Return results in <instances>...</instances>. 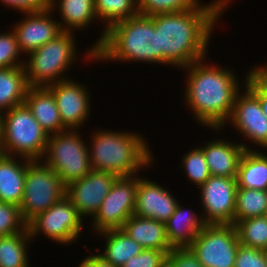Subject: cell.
<instances>
[{
    "mask_svg": "<svg viewBox=\"0 0 267 267\" xmlns=\"http://www.w3.org/2000/svg\"><path fill=\"white\" fill-rule=\"evenodd\" d=\"M230 0L200 2L195 8L154 15L161 64L184 68L207 58V47L214 26Z\"/></svg>",
    "mask_w": 267,
    "mask_h": 267,
    "instance_id": "cell-1",
    "label": "cell"
},
{
    "mask_svg": "<svg viewBox=\"0 0 267 267\" xmlns=\"http://www.w3.org/2000/svg\"><path fill=\"white\" fill-rule=\"evenodd\" d=\"M204 60L182 68L189 74L184 101L198 123L219 132L231 116L241 85L231 69L206 64Z\"/></svg>",
    "mask_w": 267,
    "mask_h": 267,
    "instance_id": "cell-2",
    "label": "cell"
},
{
    "mask_svg": "<svg viewBox=\"0 0 267 267\" xmlns=\"http://www.w3.org/2000/svg\"><path fill=\"white\" fill-rule=\"evenodd\" d=\"M115 131L99 129L92 133L88 153L93 170L127 177L153 163V153L142 134Z\"/></svg>",
    "mask_w": 267,
    "mask_h": 267,
    "instance_id": "cell-3",
    "label": "cell"
},
{
    "mask_svg": "<svg viewBox=\"0 0 267 267\" xmlns=\"http://www.w3.org/2000/svg\"><path fill=\"white\" fill-rule=\"evenodd\" d=\"M95 59L161 64L154 15L138 14L112 25L95 49Z\"/></svg>",
    "mask_w": 267,
    "mask_h": 267,
    "instance_id": "cell-4",
    "label": "cell"
},
{
    "mask_svg": "<svg viewBox=\"0 0 267 267\" xmlns=\"http://www.w3.org/2000/svg\"><path fill=\"white\" fill-rule=\"evenodd\" d=\"M73 33L75 34L63 31L39 49L27 54L29 59L24 60L23 67L30 87H48L68 79L64 75L79 56Z\"/></svg>",
    "mask_w": 267,
    "mask_h": 267,
    "instance_id": "cell-5",
    "label": "cell"
},
{
    "mask_svg": "<svg viewBox=\"0 0 267 267\" xmlns=\"http://www.w3.org/2000/svg\"><path fill=\"white\" fill-rule=\"evenodd\" d=\"M49 135L25 103L4 112L1 148L4 155L42 160Z\"/></svg>",
    "mask_w": 267,
    "mask_h": 267,
    "instance_id": "cell-6",
    "label": "cell"
},
{
    "mask_svg": "<svg viewBox=\"0 0 267 267\" xmlns=\"http://www.w3.org/2000/svg\"><path fill=\"white\" fill-rule=\"evenodd\" d=\"M78 131L69 129L49 135L42 158V161L60 176L65 186L84 178L92 170L88 145Z\"/></svg>",
    "mask_w": 267,
    "mask_h": 267,
    "instance_id": "cell-7",
    "label": "cell"
},
{
    "mask_svg": "<svg viewBox=\"0 0 267 267\" xmlns=\"http://www.w3.org/2000/svg\"><path fill=\"white\" fill-rule=\"evenodd\" d=\"M24 195L19 206L22 219L28 223L65 196L66 186L60 176L42 160L29 161Z\"/></svg>",
    "mask_w": 267,
    "mask_h": 267,
    "instance_id": "cell-8",
    "label": "cell"
},
{
    "mask_svg": "<svg viewBox=\"0 0 267 267\" xmlns=\"http://www.w3.org/2000/svg\"><path fill=\"white\" fill-rule=\"evenodd\" d=\"M239 245L234 224H206L189 248L204 267H234Z\"/></svg>",
    "mask_w": 267,
    "mask_h": 267,
    "instance_id": "cell-9",
    "label": "cell"
},
{
    "mask_svg": "<svg viewBox=\"0 0 267 267\" xmlns=\"http://www.w3.org/2000/svg\"><path fill=\"white\" fill-rule=\"evenodd\" d=\"M83 218L76 207L64 196L45 212L39 213L27 223L31 239L39 233L64 245H70L78 240L83 230ZM80 234V235H79Z\"/></svg>",
    "mask_w": 267,
    "mask_h": 267,
    "instance_id": "cell-10",
    "label": "cell"
},
{
    "mask_svg": "<svg viewBox=\"0 0 267 267\" xmlns=\"http://www.w3.org/2000/svg\"><path fill=\"white\" fill-rule=\"evenodd\" d=\"M138 175L117 177L99 210L92 218L95 233L122 228L134 214Z\"/></svg>",
    "mask_w": 267,
    "mask_h": 267,
    "instance_id": "cell-11",
    "label": "cell"
},
{
    "mask_svg": "<svg viewBox=\"0 0 267 267\" xmlns=\"http://www.w3.org/2000/svg\"><path fill=\"white\" fill-rule=\"evenodd\" d=\"M237 189L236 178L212 175L199 187L206 224H234Z\"/></svg>",
    "mask_w": 267,
    "mask_h": 267,
    "instance_id": "cell-12",
    "label": "cell"
},
{
    "mask_svg": "<svg viewBox=\"0 0 267 267\" xmlns=\"http://www.w3.org/2000/svg\"><path fill=\"white\" fill-rule=\"evenodd\" d=\"M116 178L112 173L92 169L84 178L68 184L65 196L82 218H93Z\"/></svg>",
    "mask_w": 267,
    "mask_h": 267,
    "instance_id": "cell-13",
    "label": "cell"
},
{
    "mask_svg": "<svg viewBox=\"0 0 267 267\" xmlns=\"http://www.w3.org/2000/svg\"><path fill=\"white\" fill-rule=\"evenodd\" d=\"M70 78L47 88L53 93L63 125L69 130H78L90 116L89 88Z\"/></svg>",
    "mask_w": 267,
    "mask_h": 267,
    "instance_id": "cell-14",
    "label": "cell"
},
{
    "mask_svg": "<svg viewBox=\"0 0 267 267\" xmlns=\"http://www.w3.org/2000/svg\"><path fill=\"white\" fill-rule=\"evenodd\" d=\"M235 99L233 110L227 124H233L236 131L267 150V117L261 109L259 99L246 87Z\"/></svg>",
    "mask_w": 267,
    "mask_h": 267,
    "instance_id": "cell-15",
    "label": "cell"
},
{
    "mask_svg": "<svg viewBox=\"0 0 267 267\" xmlns=\"http://www.w3.org/2000/svg\"><path fill=\"white\" fill-rule=\"evenodd\" d=\"M50 13H54L51 8L24 13L25 18L12 27L23 55L39 49L63 32L59 21L54 20Z\"/></svg>",
    "mask_w": 267,
    "mask_h": 267,
    "instance_id": "cell-16",
    "label": "cell"
},
{
    "mask_svg": "<svg viewBox=\"0 0 267 267\" xmlns=\"http://www.w3.org/2000/svg\"><path fill=\"white\" fill-rule=\"evenodd\" d=\"M178 200L158 182L140 178L136 191L134 214L143 218L166 222L175 212Z\"/></svg>",
    "mask_w": 267,
    "mask_h": 267,
    "instance_id": "cell-17",
    "label": "cell"
},
{
    "mask_svg": "<svg viewBox=\"0 0 267 267\" xmlns=\"http://www.w3.org/2000/svg\"><path fill=\"white\" fill-rule=\"evenodd\" d=\"M232 142L218 138L201 147L212 176L236 178L240 159L245 150L251 148Z\"/></svg>",
    "mask_w": 267,
    "mask_h": 267,
    "instance_id": "cell-18",
    "label": "cell"
},
{
    "mask_svg": "<svg viewBox=\"0 0 267 267\" xmlns=\"http://www.w3.org/2000/svg\"><path fill=\"white\" fill-rule=\"evenodd\" d=\"M121 229L144 249L160 250L166 255L173 249L167 240L164 222L133 214Z\"/></svg>",
    "mask_w": 267,
    "mask_h": 267,
    "instance_id": "cell-19",
    "label": "cell"
},
{
    "mask_svg": "<svg viewBox=\"0 0 267 267\" xmlns=\"http://www.w3.org/2000/svg\"><path fill=\"white\" fill-rule=\"evenodd\" d=\"M24 103L48 135L68 130L61 121L53 93L47 87H30Z\"/></svg>",
    "mask_w": 267,
    "mask_h": 267,
    "instance_id": "cell-20",
    "label": "cell"
},
{
    "mask_svg": "<svg viewBox=\"0 0 267 267\" xmlns=\"http://www.w3.org/2000/svg\"><path fill=\"white\" fill-rule=\"evenodd\" d=\"M29 161L22 157L0 156V201L20 206Z\"/></svg>",
    "mask_w": 267,
    "mask_h": 267,
    "instance_id": "cell-21",
    "label": "cell"
},
{
    "mask_svg": "<svg viewBox=\"0 0 267 267\" xmlns=\"http://www.w3.org/2000/svg\"><path fill=\"white\" fill-rule=\"evenodd\" d=\"M205 225L201 214H195L178 204L165 222L167 240L172 248L189 247Z\"/></svg>",
    "mask_w": 267,
    "mask_h": 267,
    "instance_id": "cell-22",
    "label": "cell"
},
{
    "mask_svg": "<svg viewBox=\"0 0 267 267\" xmlns=\"http://www.w3.org/2000/svg\"><path fill=\"white\" fill-rule=\"evenodd\" d=\"M95 13L99 20L106 24L101 36L88 49L86 59H95V49L103 42L106 31L114 24L139 14L138 0H95ZM88 57V58H87Z\"/></svg>",
    "mask_w": 267,
    "mask_h": 267,
    "instance_id": "cell-23",
    "label": "cell"
},
{
    "mask_svg": "<svg viewBox=\"0 0 267 267\" xmlns=\"http://www.w3.org/2000/svg\"><path fill=\"white\" fill-rule=\"evenodd\" d=\"M49 8L59 11L63 31L86 29L96 21L95 0H49ZM58 1V2H57ZM57 4V5H56ZM58 8V9H57ZM94 20V21H93Z\"/></svg>",
    "mask_w": 267,
    "mask_h": 267,
    "instance_id": "cell-24",
    "label": "cell"
},
{
    "mask_svg": "<svg viewBox=\"0 0 267 267\" xmlns=\"http://www.w3.org/2000/svg\"><path fill=\"white\" fill-rule=\"evenodd\" d=\"M238 188L267 191V154L257 150H245L236 175Z\"/></svg>",
    "mask_w": 267,
    "mask_h": 267,
    "instance_id": "cell-25",
    "label": "cell"
},
{
    "mask_svg": "<svg viewBox=\"0 0 267 267\" xmlns=\"http://www.w3.org/2000/svg\"><path fill=\"white\" fill-rule=\"evenodd\" d=\"M29 88L24 67L0 68V111L23 104Z\"/></svg>",
    "mask_w": 267,
    "mask_h": 267,
    "instance_id": "cell-26",
    "label": "cell"
},
{
    "mask_svg": "<svg viewBox=\"0 0 267 267\" xmlns=\"http://www.w3.org/2000/svg\"><path fill=\"white\" fill-rule=\"evenodd\" d=\"M105 238V249L100 255L115 267H123L130 258L141 253L144 248L130 238L121 228L97 233Z\"/></svg>",
    "mask_w": 267,
    "mask_h": 267,
    "instance_id": "cell-27",
    "label": "cell"
},
{
    "mask_svg": "<svg viewBox=\"0 0 267 267\" xmlns=\"http://www.w3.org/2000/svg\"><path fill=\"white\" fill-rule=\"evenodd\" d=\"M31 240L28 229L0 237V267H29L27 247Z\"/></svg>",
    "mask_w": 267,
    "mask_h": 267,
    "instance_id": "cell-28",
    "label": "cell"
},
{
    "mask_svg": "<svg viewBox=\"0 0 267 267\" xmlns=\"http://www.w3.org/2000/svg\"><path fill=\"white\" fill-rule=\"evenodd\" d=\"M267 208V191L258 189H237L234 224L238 221L264 216Z\"/></svg>",
    "mask_w": 267,
    "mask_h": 267,
    "instance_id": "cell-29",
    "label": "cell"
},
{
    "mask_svg": "<svg viewBox=\"0 0 267 267\" xmlns=\"http://www.w3.org/2000/svg\"><path fill=\"white\" fill-rule=\"evenodd\" d=\"M241 245L267 251V216H257L234 224Z\"/></svg>",
    "mask_w": 267,
    "mask_h": 267,
    "instance_id": "cell-30",
    "label": "cell"
},
{
    "mask_svg": "<svg viewBox=\"0 0 267 267\" xmlns=\"http://www.w3.org/2000/svg\"><path fill=\"white\" fill-rule=\"evenodd\" d=\"M181 162L186 177L189 178V181L197 185V188L211 176L201 147L194 148L184 154Z\"/></svg>",
    "mask_w": 267,
    "mask_h": 267,
    "instance_id": "cell-31",
    "label": "cell"
},
{
    "mask_svg": "<svg viewBox=\"0 0 267 267\" xmlns=\"http://www.w3.org/2000/svg\"><path fill=\"white\" fill-rule=\"evenodd\" d=\"M201 0H138L139 14L152 16L195 8Z\"/></svg>",
    "mask_w": 267,
    "mask_h": 267,
    "instance_id": "cell-32",
    "label": "cell"
},
{
    "mask_svg": "<svg viewBox=\"0 0 267 267\" xmlns=\"http://www.w3.org/2000/svg\"><path fill=\"white\" fill-rule=\"evenodd\" d=\"M27 223L22 219L17 205L0 201V237L23 232Z\"/></svg>",
    "mask_w": 267,
    "mask_h": 267,
    "instance_id": "cell-33",
    "label": "cell"
},
{
    "mask_svg": "<svg viewBox=\"0 0 267 267\" xmlns=\"http://www.w3.org/2000/svg\"><path fill=\"white\" fill-rule=\"evenodd\" d=\"M20 55L22 54L14 30L0 33V68L23 67L25 61L19 60Z\"/></svg>",
    "mask_w": 267,
    "mask_h": 267,
    "instance_id": "cell-34",
    "label": "cell"
},
{
    "mask_svg": "<svg viewBox=\"0 0 267 267\" xmlns=\"http://www.w3.org/2000/svg\"><path fill=\"white\" fill-rule=\"evenodd\" d=\"M234 267H267V251L240 244Z\"/></svg>",
    "mask_w": 267,
    "mask_h": 267,
    "instance_id": "cell-35",
    "label": "cell"
},
{
    "mask_svg": "<svg viewBox=\"0 0 267 267\" xmlns=\"http://www.w3.org/2000/svg\"><path fill=\"white\" fill-rule=\"evenodd\" d=\"M166 259V254L160 250L144 249L138 255L130 258L123 267H157Z\"/></svg>",
    "mask_w": 267,
    "mask_h": 267,
    "instance_id": "cell-36",
    "label": "cell"
},
{
    "mask_svg": "<svg viewBox=\"0 0 267 267\" xmlns=\"http://www.w3.org/2000/svg\"><path fill=\"white\" fill-rule=\"evenodd\" d=\"M166 259L169 267H204L189 247L173 248Z\"/></svg>",
    "mask_w": 267,
    "mask_h": 267,
    "instance_id": "cell-37",
    "label": "cell"
},
{
    "mask_svg": "<svg viewBox=\"0 0 267 267\" xmlns=\"http://www.w3.org/2000/svg\"><path fill=\"white\" fill-rule=\"evenodd\" d=\"M20 13L39 12L49 8V0H0Z\"/></svg>",
    "mask_w": 267,
    "mask_h": 267,
    "instance_id": "cell-38",
    "label": "cell"
},
{
    "mask_svg": "<svg viewBox=\"0 0 267 267\" xmlns=\"http://www.w3.org/2000/svg\"><path fill=\"white\" fill-rule=\"evenodd\" d=\"M244 82V86L259 99L261 109L267 117V88L252 74V70L246 74Z\"/></svg>",
    "mask_w": 267,
    "mask_h": 267,
    "instance_id": "cell-39",
    "label": "cell"
},
{
    "mask_svg": "<svg viewBox=\"0 0 267 267\" xmlns=\"http://www.w3.org/2000/svg\"><path fill=\"white\" fill-rule=\"evenodd\" d=\"M77 267H115L99 253L87 256Z\"/></svg>",
    "mask_w": 267,
    "mask_h": 267,
    "instance_id": "cell-40",
    "label": "cell"
},
{
    "mask_svg": "<svg viewBox=\"0 0 267 267\" xmlns=\"http://www.w3.org/2000/svg\"><path fill=\"white\" fill-rule=\"evenodd\" d=\"M257 67L251 68L252 74L267 88V64Z\"/></svg>",
    "mask_w": 267,
    "mask_h": 267,
    "instance_id": "cell-41",
    "label": "cell"
},
{
    "mask_svg": "<svg viewBox=\"0 0 267 267\" xmlns=\"http://www.w3.org/2000/svg\"><path fill=\"white\" fill-rule=\"evenodd\" d=\"M3 116L4 112L0 111V137H3Z\"/></svg>",
    "mask_w": 267,
    "mask_h": 267,
    "instance_id": "cell-42",
    "label": "cell"
},
{
    "mask_svg": "<svg viewBox=\"0 0 267 267\" xmlns=\"http://www.w3.org/2000/svg\"><path fill=\"white\" fill-rule=\"evenodd\" d=\"M157 267H169V262L165 259L162 263L159 264Z\"/></svg>",
    "mask_w": 267,
    "mask_h": 267,
    "instance_id": "cell-43",
    "label": "cell"
},
{
    "mask_svg": "<svg viewBox=\"0 0 267 267\" xmlns=\"http://www.w3.org/2000/svg\"><path fill=\"white\" fill-rule=\"evenodd\" d=\"M1 140H2V137H0V156L3 154L2 148H1Z\"/></svg>",
    "mask_w": 267,
    "mask_h": 267,
    "instance_id": "cell-44",
    "label": "cell"
}]
</instances>
